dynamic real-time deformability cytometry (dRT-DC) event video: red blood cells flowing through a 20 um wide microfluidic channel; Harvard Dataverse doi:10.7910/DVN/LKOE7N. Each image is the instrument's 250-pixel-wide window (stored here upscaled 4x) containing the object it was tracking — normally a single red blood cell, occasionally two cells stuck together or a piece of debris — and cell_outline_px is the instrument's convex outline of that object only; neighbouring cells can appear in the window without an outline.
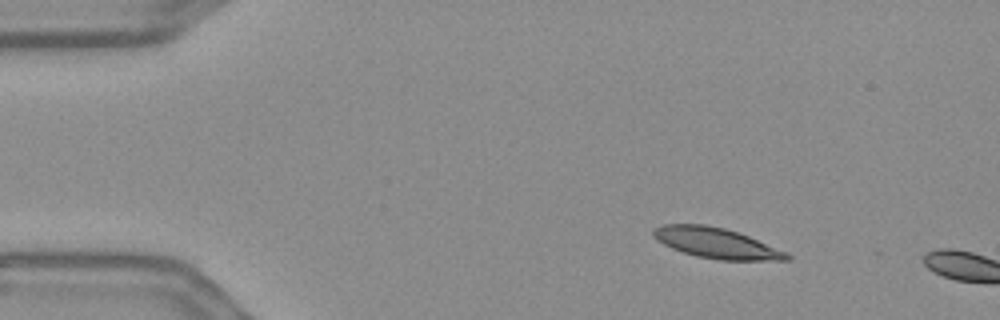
{"species": "Egyptian fruit bat (a non-hibernating species)", "species_latin": "Rousettus aegyptiacus", "temperature_condition": "warm", "stored_images_in_passage": 4, "camera_frame_rate_fps": 3000, "um_per_image_px": 0.085, "frame": {"image": 1, "passage_image": 1, "time_ms": 0.0, "image_size_px": [1000, 320], "cell_outline_px": [[792, 260], [720, 260], [696, 256], [672, 248], [664, 244], [652, 236], [652, 228], [664, 224], [704, 224], [724, 228], [748, 236], [788, 252], [792, 256]], "centroid_in_image_um": [60.89, 20.66], "position_along_channel_um": 24.1, "area_um2": 23.64}}